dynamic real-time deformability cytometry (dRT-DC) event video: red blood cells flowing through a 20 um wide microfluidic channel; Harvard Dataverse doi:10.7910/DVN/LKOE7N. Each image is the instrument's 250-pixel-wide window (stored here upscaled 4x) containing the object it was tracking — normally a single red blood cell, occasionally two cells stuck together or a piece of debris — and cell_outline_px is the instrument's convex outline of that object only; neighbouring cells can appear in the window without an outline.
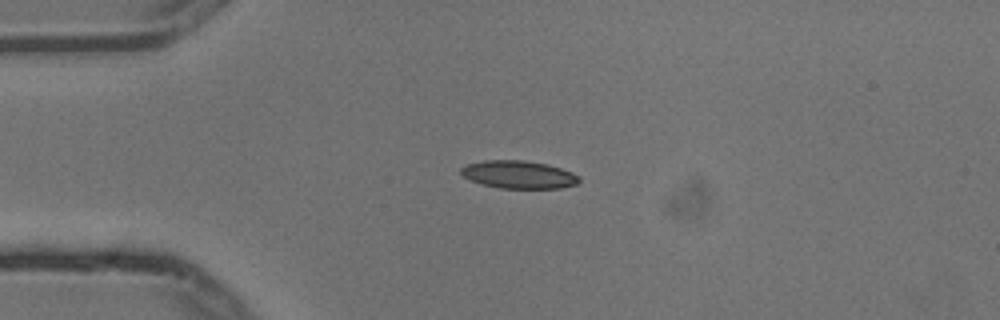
{"species": "common noctule bat (a hibernating species)", "species_latin": "Nyctalus noctula", "temperature_condition": "cold", "stored_images_in_passage": 4, "camera_frame_rate_fps": 3000, "um_per_image_px": 0.085, "animal": {"sex": "male", "body_mass_g": 13.3}, "frame": {"image": 1, "passage_image": 3, "time_ms": 0.667, "image_size_px": [1000, 320], "cell_outline_px": [[580, 180], [576, 184], [560, 188], [500, 188], [484, 184], [472, 180], [464, 176], [460, 172], [460, 168], [468, 164], [484, 160], [524, 160], [548, 164], [572, 172], [580, 176]], "centroid_in_image_um": [44.11, 14.83], "position_along_channel_um": 40.9, "area_um2": 19.02}}